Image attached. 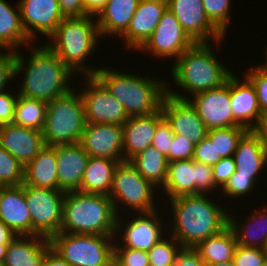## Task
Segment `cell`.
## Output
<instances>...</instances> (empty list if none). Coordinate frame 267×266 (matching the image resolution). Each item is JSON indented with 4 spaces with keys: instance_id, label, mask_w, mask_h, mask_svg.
Returning a JSON list of instances; mask_svg holds the SVG:
<instances>
[{
    "instance_id": "obj_1",
    "label": "cell",
    "mask_w": 267,
    "mask_h": 266,
    "mask_svg": "<svg viewBox=\"0 0 267 266\" xmlns=\"http://www.w3.org/2000/svg\"><path fill=\"white\" fill-rule=\"evenodd\" d=\"M208 194L182 195L166 200L172 217L168 231L183 248H194L229 225V210ZM228 211H227V210ZM171 226V227H170Z\"/></svg>"
},
{
    "instance_id": "obj_2",
    "label": "cell",
    "mask_w": 267,
    "mask_h": 266,
    "mask_svg": "<svg viewBox=\"0 0 267 266\" xmlns=\"http://www.w3.org/2000/svg\"><path fill=\"white\" fill-rule=\"evenodd\" d=\"M43 44L29 45L28 50L32 51L26 58L28 61L22 53L16 51L15 77L24 73L18 95L49 103L72 90L71 80L76 75L47 44Z\"/></svg>"
},
{
    "instance_id": "obj_3",
    "label": "cell",
    "mask_w": 267,
    "mask_h": 266,
    "mask_svg": "<svg viewBox=\"0 0 267 266\" xmlns=\"http://www.w3.org/2000/svg\"><path fill=\"white\" fill-rule=\"evenodd\" d=\"M103 67H99L94 76L124 106L129 117L151 115L161 109L167 94V79L163 81L156 76L144 77Z\"/></svg>"
},
{
    "instance_id": "obj_4",
    "label": "cell",
    "mask_w": 267,
    "mask_h": 266,
    "mask_svg": "<svg viewBox=\"0 0 267 266\" xmlns=\"http://www.w3.org/2000/svg\"><path fill=\"white\" fill-rule=\"evenodd\" d=\"M210 42H195L171 65V77L188 97L215 89L227 82L233 72L218 60Z\"/></svg>"
},
{
    "instance_id": "obj_5",
    "label": "cell",
    "mask_w": 267,
    "mask_h": 266,
    "mask_svg": "<svg viewBox=\"0 0 267 266\" xmlns=\"http://www.w3.org/2000/svg\"><path fill=\"white\" fill-rule=\"evenodd\" d=\"M93 18L95 16L91 15L65 17L49 37L51 43L47 44L74 74L77 72V75L80 73L83 76H94L99 69V66L91 67L85 62L89 60L87 57L97 50L101 38L96 18Z\"/></svg>"
},
{
    "instance_id": "obj_6",
    "label": "cell",
    "mask_w": 267,
    "mask_h": 266,
    "mask_svg": "<svg viewBox=\"0 0 267 266\" xmlns=\"http://www.w3.org/2000/svg\"><path fill=\"white\" fill-rule=\"evenodd\" d=\"M118 215L109 196L66 192L61 232L68 234L115 235Z\"/></svg>"
},
{
    "instance_id": "obj_7",
    "label": "cell",
    "mask_w": 267,
    "mask_h": 266,
    "mask_svg": "<svg viewBox=\"0 0 267 266\" xmlns=\"http://www.w3.org/2000/svg\"><path fill=\"white\" fill-rule=\"evenodd\" d=\"M85 125L82 97L80 92L72 88L70 92L47 103L45 123L41 131L45 145L80 143Z\"/></svg>"
},
{
    "instance_id": "obj_8",
    "label": "cell",
    "mask_w": 267,
    "mask_h": 266,
    "mask_svg": "<svg viewBox=\"0 0 267 266\" xmlns=\"http://www.w3.org/2000/svg\"><path fill=\"white\" fill-rule=\"evenodd\" d=\"M49 240L51 248L70 266H103L114 257L115 235L60 232Z\"/></svg>"
},
{
    "instance_id": "obj_9",
    "label": "cell",
    "mask_w": 267,
    "mask_h": 266,
    "mask_svg": "<svg viewBox=\"0 0 267 266\" xmlns=\"http://www.w3.org/2000/svg\"><path fill=\"white\" fill-rule=\"evenodd\" d=\"M157 191L159 190L144 179L129 161H124L114 170L109 197L118 216L122 213V207H125V211L130 208L132 213H146L157 209L158 204L154 202L155 197L157 199L155 193H159Z\"/></svg>"
},
{
    "instance_id": "obj_10",
    "label": "cell",
    "mask_w": 267,
    "mask_h": 266,
    "mask_svg": "<svg viewBox=\"0 0 267 266\" xmlns=\"http://www.w3.org/2000/svg\"><path fill=\"white\" fill-rule=\"evenodd\" d=\"M31 215V235L50 239L61 232L65 192L22 184Z\"/></svg>"
},
{
    "instance_id": "obj_11",
    "label": "cell",
    "mask_w": 267,
    "mask_h": 266,
    "mask_svg": "<svg viewBox=\"0 0 267 266\" xmlns=\"http://www.w3.org/2000/svg\"><path fill=\"white\" fill-rule=\"evenodd\" d=\"M167 84V94L181 100H188L198 112L208 130L240 126L234 119L231 109L230 77L222 86L196 94L190 98L175 91ZM180 93V94H179ZM193 98V99H192Z\"/></svg>"
},
{
    "instance_id": "obj_12",
    "label": "cell",
    "mask_w": 267,
    "mask_h": 266,
    "mask_svg": "<svg viewBox=\"0 0 267 266\" xmlns=\"http://www.w3.org/2000/svg\"><path fill=\"white\" fill-rule=\"evenodd\" d=\"M120 215L117 218L114 246H124L132 249L149 251L164 235H166L165 233H168L165 230L167 224L164 225V220L158 215L157 210L146 213H133L134 217L130 214V220L127 221L126 218H124L126 216ZM118 240H121L120 243H118Z\"/></svg>"
},
{
    "instance_id": "obj_13",
    "label": "cell",
    "mask_w": 267,
    "mask_h": 266,
    "mask_svg": "<svg viewBox=\"0 0 267 266\" xmlns=\"http://www.w3.org/2000/svg\"><path fill=\"white\" fill-rule=\"evenodd\" d=\"M84 78V79H83ZM79 91L84 103L86 123L123 125L130 118L124 106L95 76H83Z\"/></svg>"
},
{
    "instance_id": "obj_14",
    "label": "cell",
    "mask_w": 267,
    "mask_h": 266,
    "mask_svg": "<svg viewBox=\"0 0 267 266\" xmlns=\"http://www.w3.org/2000/svg\"><path fill=\"white\" fill-rule=\"evenodd\" d=\"M195 42L183 30L180 22L167 8L155 30L147 41L137 50L151 53L157 59H176Z\"/></svg>"
},
{
    "instance_id": "obj_15",
    "label": "cell",
    "mask_w": 267,
    "mask_h": 266,
    "mask_svg": "<svg viewBox=\"0 0 267 266\" xmlns=\"http://www.w3.org/2000/svg\"><path fill=\"white\" fill-rule=\"evenodd\" d=\"M168 9L194 42L213 40L211 42L218 47L225 39V35L208 19L202 0H170Z\"/></svg>"
},
{
    "instance_id": "obj_16",
    "label": "cell",
    "mask_w": 267,
    "mask_h": 266,
    "mask_svg": "<svg viewBox=\"0 0 267 266\" xmlns=\"http://www.w3.org/2000/svg\"><path fill=\"white\" fill-rule=\"evenodd\" d=\"M21 24L28 38L35 43L36 33L49 38L65 18L58 0H18Z\"/></svg>"
},
{
    "instance_id": "obj_17",
    "label": "cell",
    "mask_w": 267,
    "mask_h": 266,
    "mask_svg": "<svg viewBox=\"0 0 267 266\" xmlns=\"http://www.w3.org/2000/svg\"><path fill=\"white\" fill-rule=\"evenodd\" d=\"M161 111L173 133L190 139L194 145L207 136L208 129L188 100L166 94L161 102Z\"/></svg>"
},
{
    "instance_id": "obj_18",
    "label": "cell",
    "mask_w": 267,
    "mask_h": 266,
    "mask_svg": "<svg viewBox=\"0 0 267 266\" xmlns=\"http://www.w3.org/2000/svg\"><path fill=\"white\" fill-rule=\"evenodd\" d=\"M80 144L90 157L124 162L122 125L86 123Z\"/></svg>"
},
{
    "instance_id": "obj_19",
    "label": "cell",
    "mask_w": 267,
    "mask_h": 266,
    "mask_svg": "<svg viewBox=\"0 0 267 266\" xmlns=\"http://www.w3.org/2000/svg\"><path fill=\"white\" fill-rule=\"evenodd\" d=\"M167 8L166 3L139 0L127 30L119 37L128 50L136 51L147 41Z\"/></svg>"
},
{
    "instance_id": "obj_20",
    "label": "cell",
    "mask_w": 267,
    "mask_h": 266,
    "mask_svg": "<svg viewBox=\"0 0 267 266\" xmlns=\"http://www.w3.org/2000/svg\"><path fill=\"white\" fill-rule=\"evenodd\" d=\"M45 146L43 134L13 123L0 126V148L26 166Z\"/></svg>"
},
{
    "instance_id": "obj_21",
    "label": "cell",
    "mask_w": 267,
    "mask_h": 266,
    "mask_svg": "<svg viewBox=\"0 0 267 266\" xmlns=\"http://www.w3.org/2000/svg\"><path fill=\"white\" fill-rule=\"evenodd\" d=\"M89 157L80 143L56 145L58 190H80Z\"/></svg>"
},
{
    "instance_id": "obj_22",
    "label": "cell",
    "mask_w": 267,
    "mask_h": 266,
    "mask_svg": "<svg viewBox=\"0 0 267 266\" xmlns=\"http://www.w3.org/2000/svg\"><path fill=\"white\" fill-rule=\"evenodd\" d=\"M235 74V75H234ZM230 76V98L233 119L247 130H253L262 116L255 87L243 75Z\"/></svg>"
},
{
    "instance_id": "obj_23",
    "label": "cell",
    "mask_w": 267,
    "mask_h": 266,
    "mask_svg": "<svg viewBox=\"0 0 267 266\" xmlns=\"http://www.w3.org/2000/svg\"><path fill=\"white\" fill-rule=\"evenodd\" d=\"M163 118L160 109L151 115L130 117L122 125L124 161H130L135 155L152 144L157 125Z\"/></svg>"
},
{
    "instance_id": "obj_24",
    "label": "cell",
    "mask_w": 267,
    "mask_h": 266,
    "mask_svg": "<svg viewBox=\"0 0 267 266\" xmlns=\"http://www.w3.org/2000/svg\"><path fill=\"white\" fill-rule=\"evenodd\" d=\"M0 220L16 236L31 235V215L21 185L0 188Z\"/></svg>"
},
{
    "instance_id": "obj_25",
    "label": "cell",
    "mask_w": 267,
    "mask_h": 266,
    "mask_svg": "<svg viewBox=\"0 0 267 266\" xmlns=\"http://www.w3.org/2000/svg\"><path fill=\"white\" fill-rule=\"evenodd\" d=\"M50 247V240L42 236H16L7 246L3 264L4 266H40Z\"/></svg>"
},
{
    "instance_id": "obj_26",
    "label": "cell",
    "mask_w": 267,
    "mask_h": 266,
    "mask_svg": "<svg viewBox=\"0 0 267 266\" xmlns=\"http://www.w3.org/2000/svg\"><path fill=\"white\" fill-rule=\"evenodd\" d=\"M257 211V212H256ZM249 212L250 218L237 220L229 211V226L235 233L237 244L244 247L267 249V205ZM236 216V217H235Z\"/></svg>"
},
{
    "instance_id": "obj_27",
    "label": "cell",
    "mask_w": 267,
    "mask_h": 266,
    "mask_svg": "<svg viewBox=\"0 0 267 266\" xmlns=\"http://www.w3.org/2000/svg\"><path fill=\"white\" fill-rule=\"evenodd\" d=\"M233 158L237 175L260 177L257 175L267 167V152L252 130H248L239 140Z\"/></svg>"
},
{
    "instance_id": "obj_28",
    "label": "cell",
    "mask_w": 267,
    "mask_h": 266,
    "mask_svg": "<svg viewBox=\"0 0 267 266\" xmlns=\"http://www.w3.org/2000/svg\"><path fill=\"white\" fill-rule=\"evenodd\" d=\"M23 184L58 190L56 146H44L24 167Z\"/></svg>"
},
{
    "instance_id": "obj_29",
    "label": "cell",
    "mask_w": 267,
    "mask_h": 266,
    "mask_svg": "<svg viewBox=\"0 0 267 266\" xmlns=\"http://www.w3.org/2000/svg\"><path fill=\"white\" fill-rule=\"evenodd\" d=\"M139 0H109L97 14L96 21L101 37H120L128 28Z\"/></svg>"
},
{
    "instance_id": "obj_30",
    "label": "cell",
    "mask_w": 267,
    "mask_h": 266,
    "mask_svg": "<svg viewBox=\"0 0 267 266\" xmlns=\"http://www.w3.org/2000/svg\"><path fill=\"white\" fill-rule=\"evenodd\" d=\"M16 8L6 0H0V50L19 51L33 42L28 38L21 24L20 7L18 1ZM22 46V47H21Z\"/></svg>"
},
{
    "instance_id": "obj_31",
    "label": "cell",
    "mask_w": 267,
    "mask_h": 266,
    "mask_svg": "<svg viewBox=\"0 0 267 266\" xmlns=\"http://www.w3.org/2000/svg\"><path fill=\"white\" fill-rule=\"evenodd\" d=\"M119 162L109 158L89 157L80 192L109 196L113 173Z\"/></svg>"
},
{
    "instance_id": "obj_32",
    "label": "cell",
    "mask_w": 267,
    "mask_h": 266,
    "mask_svg": "<svg viewBox=\"0 0 267 266\" xmlns=\"http://www.w3.org/2000/svg\"><path fill=\"white\" fill-rule=\"evenodd\" d=\"M237 246L235 233L228 225L220 233L200 242L194 249L206 265L232 261Z\"/></svg>"
},
{
    "instance_id": "obj_33",
    "label": "cell",
    "mask_w": 267,
    "mask_h": 266,
    "mask_svg": "<svg viewBox=\"0 0 267 266\" xmlns=\"http://www.w3.org/2000/svg\"><path fill=\"white\" fill-rule=\"evenodd\" d=\"M159 194L170 200L182 195H195V169L193 159L168 162L167 179Z\"/></svg>"
},
{
    "instance_id": "obj_34",
    "label": "cell",
    "mask_w": 267,
    "mask_h": 266,
    "mask_svg": "<svg viewBox=\"0 0 267 266\" xmlns=\"http://www.w3.org/2000/svg\"><path fill=\"white\" fill-rule=\"evenodd\" d=\"M129 162L144 179L161 191L160 189L166 182L168 171V160L165 154L150 145Z\"/></svg>"
},
{
    "instance_id": "obj_35",
    "label": "cell",
    "mask_w": 267,
    "mask_h": 266,
    "mask_svg": "<svg viewBox=\"0 0 267 266\" xmlns=\"http://www.w3.org/2000/svg\"><path fill=\"white\" fill-rule=\"evenodd\" d=\"M47 103L18 95L13 124L42 131L46 117Z\"/></svg>"
},
{
    "instance_id": "obj_36",
    "label": "cell",
    "mask_w": 267,
    "mask_h": 266,
    "mask_svg": "<svg viewBox=\"0 0 267 266\" xmlns=\"http://www.w3.org/2000/svg\"><path fill=\"white\" fill-rule=\"evenodd\" d=\"M248 130L242 126L210 129L207 137L215 144L217 157H231L236 151L237 144Z\"/></svg>"
},
{
    "instance_id": "obj_37",
    "label": "cell",
    "mask_w": 267,
    "mask_h": 266,
    "mask_svg": "<svg viewBox=\"0 0 267 266\" xmlns=\"http://www.w3.org/2000/svg\"><path fill=\"white\" fill-rule=\"evenodd\" d=\"M167 234L148 251L150 266H174L175 258L183 246Z\"/></svg>"
},
{
    "instance_id": "obj_38",
    "label": "cell",
    "mask_w": 267,
    "mask_h": 266,
    "mask_svg": "<svg viewBox=\"0 0 267 266\" xmlns=\"http://www.w3.org/2000/svg\"><path fill=\"white\" fill-rule=\"evenodd\" d=\"M24 182V166L7 150L0 148V185L20 186Z\"/></svg>"
},
{
    "instance_id": "obj_39",
    "label": "cell",
    "mask_w": 267,
    "mask_h": 266,
    "mask_svg": "<svg viewBox=\"0 0 267 266\" xmlns=\"http://www.w3.org/2000/svg\"><path fill=\"white\" fill-rule=\"evenodd\" d=\"M202 2L208 19L226 36L228 23L232 17L230 16L232 0H202Z\"/></svg>"
},
{
    "instance_id": "obj_40",
    "label": "cell",
    "mask_w": 267,
    "mask_h": 266,
    "mask_svg": "<svg viewBox=\"0 0 267 266\" xmlns=\"http://www.w3.org/2000/svg\"><path fill=\"white\" fill-rule=\"evenodd\" d=\"M256 178L259 179V177H249L244 175H237V171L234 172V174L229 178L228 182L225 184V186L219 190L218 192H222L221 196H226V200L229 197L230 199L234 198H243V196H250L249 193L253 191L254 186H256ZM225 194V195H223Z\"/></svg>"
},
{
    "instance_id": "obj_41",
    "label": "cell",
    "mask_w": 267,
    "mask_h": 266,
    "mask_svg": "<svg viewBox=\"0 0 267 266\" xmlns=\"http://www.w3.org/2000/svg\"><path fill=\"white\" fill-rule=\"evenodd\" d=\"M253 65L247 70L244 76L255 87L260 111L262 115H267V72L259 64Z\"/></svg>"
},
{
    "instance_id": "obj_42",
    "label": "cell",
    "mask_w": 267,
    "mask_h": 266,
    "mask_svg": "<svg viewBox=\"0 0 267 266\" xmlns=\"http://www.w3.org/2000/svg\"><path fill=\"white\" fill-rule=\"evenodd\" d=\"M193 169H195V195L206 193L210 195V192L213 194L219 190L213 179L212 166L193 160Z\"/></svg>"
},
{
    "instance_id": "obj_43",
    "label": "cell",
    "mask_w": 267,
    "mask_h": 266,
    "mask_svg": "<svg viewBox=\"0 0 267 266\" xmlns=\"http://www.w3.org/2000/svg\"><path fill=\"white\" fill-rule=\"evenodd\" d=\"M114 258L120 266H150L148 251L114 246Z\"/></svg>"
},
{
    "instance_id": "obj_44",
    "label": "cell",
    "mask_w": 267,
    "mask_h": 266,
    "mask_svg": "<svg viewBox=\"0 0 267 266\" xmlns=\"http://www.w3.org/2000/svg\"><path fill=\"white\" fill-rule=\"evenodd\" d=\"M266 257V250L238 245L233 262L235 266H262Z\"/></svg>"
},
{
    "instance_id": "obj_45",
    "label": "cell",
    "mask_w": 267,
    "mask_h": 266,
    "mask_svg": "<svg viewBox=\"0 0 267 266\" xmlns=\"http://www.w3.org/2000/svg\"><path fill=\"white\" fill-rule=\"evenodd\" d=\"M8 51V52H7ZM16 51H0V93L6 91L8 83L15 78Z\"/></svg>"
},
{
    "instance_id": "obj_46",
    "label": "cell",
    "mask_w": 267,
    "mask_h": 266,
    "mask_svg": "<svg viewBox=\"0 0 267 266\" xmlns=\"http://www.w3.org/2000/svg\"><path fill=\"white\" fill-rule=\"evenodd\" d=\"M174 133L170 124L163 118L157 125L155 135L153 137L152 146L165 154L169 162V150L172 145Z\"/></svg>"
},
{
    "instance_id": "obj_47",
    "label": "cell",
    "mask_w": 267,
    "mask_h": 266,
    "mask_svg": "<svg viewBox=\"0 0 267 266\" xmlns=\"http://www.w3.org/2000/svg\"><path fill=\"white\" fill-rule=\"evenodd\" d=\"M195 145L190 139L174 134L169 150V162L193 159Z\"/></svg>"
},
{
    "instance_id": "obj_48",
    "label": "cell",
    "mask_w": 267,
    "mask_h": 266,
    "mask_svg": "<svg viewBox=\"0 0 267 266\" xmlns=\"http://www.w3.org/2000/svg\"><path fill=\"white\" fill-rule=\"evenodd\" d=\"M222 157H217L215 144L206 136L198 144L195 145L193 160L213 166L218 163Z\"/></svg>"
},
{
    "instance_id": "obj_49",
    "label": "cell",
    "mask_w": 267,
    "mask_h": 266,
    "mask_svg": "<svg viewBox=\"0 0 267 266\" xmlns=\"http://www.w3.org/2000/svg\"><path fill=\"white\" fill-rule=\"evenodd\" d=\"M212 171L214 182L221 190L236 171L233 156L222 158L218 163L212 166Z\"/></svg>"
},
{
    "instance_id": "obj_50",
    "label": "cell",
    "mask_w": 267,
    "mask_h": 266,
    "mask_svg": "<svg viewBox=\"0 0 267 266\" xmlns=\"http://www.w3.org/2000/svg\"><path fill=\"white\" fill-rule=\"evenodd\" d=\"M12 91H3L0 93V126L12 123L14 120L15 104L18 98Z\"/></svg>"
},
{
    "instance_id": "obj_51",
    "label": "cell",
    "mask_w": 267,
    "mask_h": 266,
    "mask_svg": "<svg viewBox=\"0 0 267 266\" xmlns=\"http://www.w3.org/2000/svg\"><path fill=\"white\" fill-rule=\"evenodd\" d=\"M174 266H205L194 248H182L175 258Z\"/></svg>"
},
{
    "instance_id": "obj_52",
    "label": "cell",
    "mask_w": 267,
    "mask_h": 266,
    "mask_svg": "<svg viewBox=\"0 0 267 266\" xmlns=\"http://www.w3.org/2000/svg\"><path fill=\"white\" fill-rule=\"evenodd\" d=\"M59 10L64 17H81L88 15L83 0H58Z\"/></svg>"
},
{
    "instance_id": "obj_53",
    "label": "cell",
    "mask_w": 267,
    "mask_h": 266,
    "mask_svg": "<svg viewBox=\"0 0 267 266\" xmlns=\"http://www.w3.org/2000/svg\"><path fill=\"white\" fill-rule=\"evenodd\" d=\"M40 266H70V265L50 247L46 251V254Z\"/></svg>"
},
{
    "instance_id": "obj_54",
    "label": "cell",
    "mask_w": 267,
    "mask_h": 266,
    "mask_svg": "<svg viewBox=\"0 0 267 266\" xmlns=\"http://www.w3.org/2000/svg\"><path fill=\"white\" fill-rule=\"evenodd\" d=\"M252 131L259 137L261 144L267 152V115H262L259 118L258 124Z\"/></svg>"
},
{
    "instance_id": "obj_55",
    "label": "cell",
    "mask_w": 267,
    "mask_h": 266,
    "mask_svg": "<svg viewBox=\"0 0 267 266\" xmlns=\"http://www.w3.org/2000/svg\"><path fill=\"white\" fill-rule=\"evenodd\" d=\"M108 1L109 0H83L85 12L88 15L96 17Z\"/></svg>"
},
{
    "instance_id": "obj_56",
    "label": "cell",
    "mask_w": 267,
    "mask_h": 266,
    "mask_svg": "<svg viewBox=\"0 0 267 266\" xmlns=\"http://www.w3.org/2000/svg\"><path fill=\"white\" fill-rule=\"evenodd\" d=\"M15 237L14 232L0 220V244H10Z\"/></svg>"
},
{
    "instance_id": "obj_57",
    "label": "cell",
    "mask_w": 267,
    "mask_h": 266,
    "mask_svg": "<svg viewBox=\"0 0 267 266\" xmlns=\"http://www.w3.org/2000/svg\"><path fill=\"white\" fill-rule=\"evenodd\" d=\"M8 245L9 244H0V262H4Z\"/></svg>"
},
{
    "instance_id": "obj_58",
    "label": "cell",
    "mask_w": 267,
    "mask_h": 266,
    "mask_svg": "<svg viewBox=\"0 0 267 266\" xmlns=\"http://www.w3.org/2000/svg\"><path fill=\"white\" fill-rule=\"evenodd\" d=\"M205 266H235L233 260L229 262H224V263H211V264H206Z\"/></svg>"
},
{
    "instance_id": "obj_59",
    "label": "cell",
    "mask_w": 267,
    "mask_h": 266,
    "mask_svg": "<svg viewBox=\"0 0 267 266\" xmlns=\"http://www.w3.org/2000/svg\"><path fill=\"white\" fill-rule=\"evenodd\" d=\"M264 53L263 54H265V63H262V65H261V63L259 62V66L263 69V70H265L266 72H267V45H266V48L264 49Z\"/></svg>"
},
{
    "instance_id": "obj_60",
    "label": "cell",
    "mask_w": 267,
    "mask_h": 266,
    "mask_svg": "<svg viewBox=\"0 0 267 266\" xmlns=\"http://www.w3.org/2000/svg\"><path fill=\"white\" fill-rule=\"evenodd\" d=\"M103 266H120L118 261L113 257L111 260H109L106 264Z\"/></svg>"
},
{
    "instance_id": "obj_61",
    "label": "cell",
    "mask_w": 267,
    "mask_h": 266,
    "mask_svg": "<svg viewBox=\"0 0 267 266\" xmlns=\"http://www.w3.org/2000/svg\"><path fill=\"white\" fill-rule=\"evenodd\" d=\"M150 1H156V2H161V3L168 4L170 0H150Z\"/></svg>"
},
{
    "instance_id": "obj_62",
    "label": "cell",
    "mask_w": 267,
    "mask_h": 266,
    "mask_svg": "<svg viewBox=\"0 0 267 266\" xmlns=\"http://www.w3.org/2000/svg\"><path fill=\"white\" fill-rule=\"evenodd\" d=\"M262 266H267V257H266L265 261L263 262Z\"/></svg>"
}]
</instances>
